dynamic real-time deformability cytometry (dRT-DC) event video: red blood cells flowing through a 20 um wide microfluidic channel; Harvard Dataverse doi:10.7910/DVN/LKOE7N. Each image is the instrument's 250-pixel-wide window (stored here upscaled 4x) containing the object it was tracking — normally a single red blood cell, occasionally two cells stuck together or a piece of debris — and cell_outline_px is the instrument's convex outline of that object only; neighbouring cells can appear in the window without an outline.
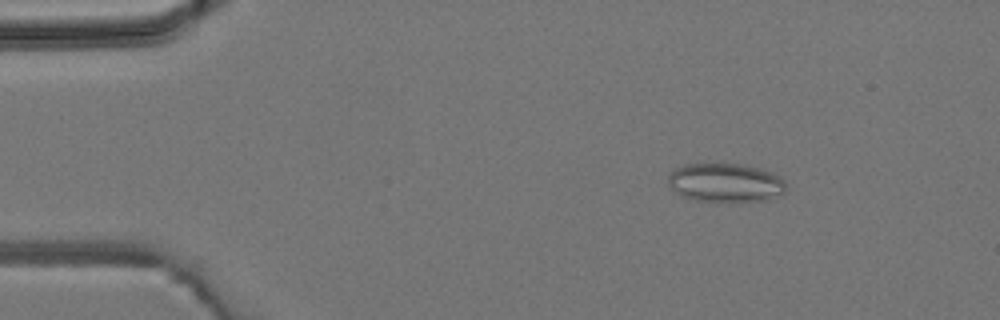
{"species": "common noctule bat (a hibernating species)", "species_latin": "Nyctalus noctula", "temperature_condition": "room temperature", "stored_images_in_passage": 4, "camera_frame_rate_fps": 3000, "um_per_image_px": 0.085, "animal": {"sex": "male", "body_mass_g": 19.2, "forearm_length_mm": 51.8}, "frame": {"image": 1, "passage_image": 2, "time_ms": 1.0, "image_size_px": [1000, 320], "cell_outline_px": [[784, 192], [768, 200], [728, 204], [696, 200], [680, 196], [668, 184], [668, 176], [676, 168], [684, 164], [744, 164], [760, 168], [772, 172], [780, 176], [784, 180]], "centroid_in_image_um": [61.67, 15.56], "position_along_channel_um": 23.3, "area_um2": 27.34}}